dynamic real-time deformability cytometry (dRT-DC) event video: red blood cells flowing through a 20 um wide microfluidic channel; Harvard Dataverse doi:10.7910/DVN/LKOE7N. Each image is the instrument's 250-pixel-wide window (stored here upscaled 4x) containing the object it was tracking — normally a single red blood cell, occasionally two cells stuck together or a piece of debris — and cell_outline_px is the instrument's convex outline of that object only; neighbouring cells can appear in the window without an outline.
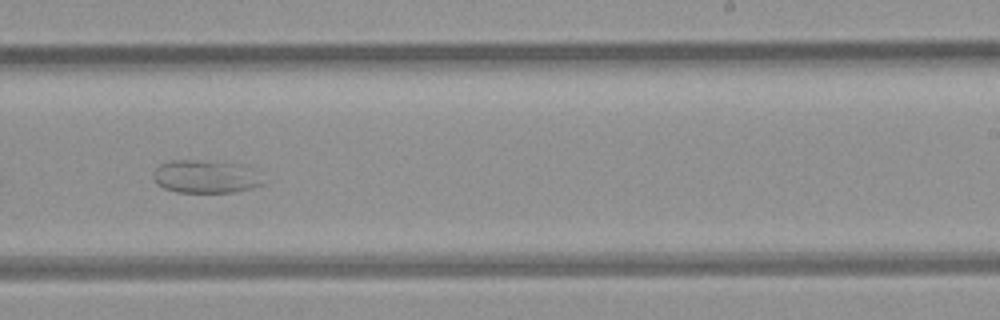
{"species": "common noctule bat (a hibernating species)", "species_latin": "Nyctalus noctula", "temperature_condition": "room temperature", "stored_images_in_passage": 30, "camera_frame_rate_fps": 3000, "um_per_image_px": 0.085, "animal": {"sex": "female", "body_mass_g": 21.9}, "frame": {"image": 1, "passage_image": 18, "time_ms": 5.667, "image_size_px": [1000, 320], "cell_outline_px": [[264, 184], [252, 188], [236, 192], [176, 192], [164, 188], [156, 184], [152, 176], [156, 168], [160, 164], [172, 160], [208, 160], [232, 164]], "centroid_in_image_um": [17.23, 15.04], "position_along_channel_um": 271.8, "area_um2": 20.0}}